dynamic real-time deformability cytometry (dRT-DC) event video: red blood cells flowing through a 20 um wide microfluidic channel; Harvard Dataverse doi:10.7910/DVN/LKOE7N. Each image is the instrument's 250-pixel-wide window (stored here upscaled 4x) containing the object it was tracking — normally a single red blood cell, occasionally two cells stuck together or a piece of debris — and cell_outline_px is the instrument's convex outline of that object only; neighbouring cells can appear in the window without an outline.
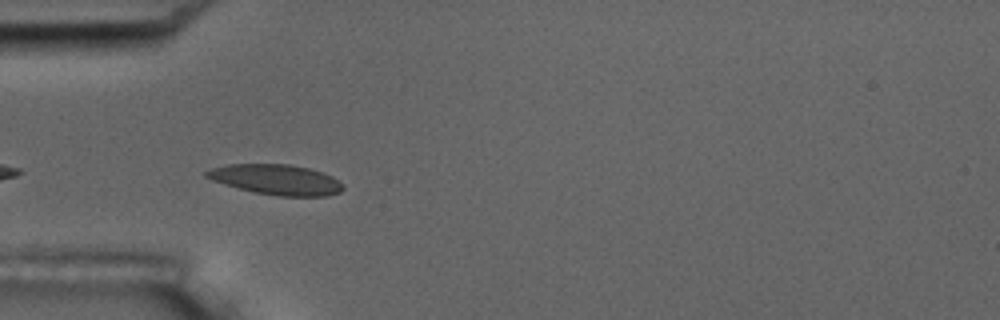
{"species": "common noctule bat (a hibernating species)", "species_latin": "Nyctalus noctula", "temperature_condition": "room temperature", "stored_images_in_passage": 6, "camera_frame_rate_fps": 3000, "um_per_image_px": 0.085, "animal": {"sex": "male", "body_mass_g": 17.5, "forearm_length_mm": 52.3}, "frame": {"image": 1, "passage_image": 5, "time_ms": 4.667, "image_size_px": [1000, 320], "cell_outline_px": [[344, 188], [340, 192], [328, 196], [276, 196], [256, 192], [240, 188], [212, 180], [204, 176], [204, 172], [212, 168], [228, 164], [288, 164], [308, 168], [324, 172], [332, 176]], "centroid_in_image_um": [23.48, 15.26], "position_along_channel_um": 61.5, "area_um2": 23.87}}